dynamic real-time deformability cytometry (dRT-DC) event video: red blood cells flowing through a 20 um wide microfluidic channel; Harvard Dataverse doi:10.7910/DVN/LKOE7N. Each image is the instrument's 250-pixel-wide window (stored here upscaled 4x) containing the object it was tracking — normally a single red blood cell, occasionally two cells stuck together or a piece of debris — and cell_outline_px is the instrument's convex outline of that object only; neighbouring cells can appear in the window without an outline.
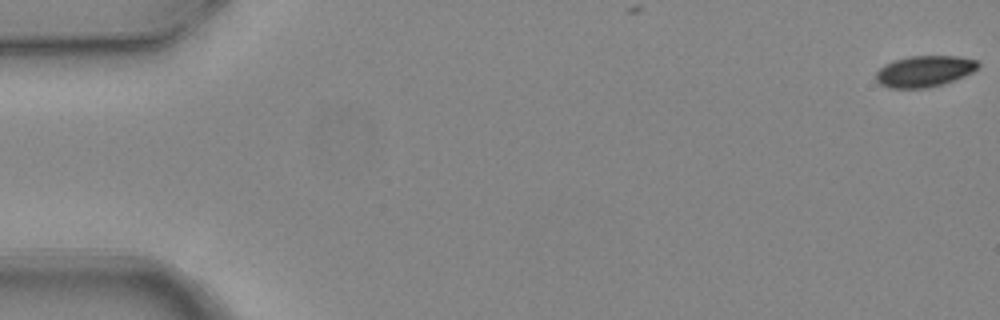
{"species": "common noctule bat (a hibernating species)", "species_latin": "Nyctalus noctula", "temperature_condition": "warm", "stored_images_in_passage": 4, "camera_frame_rate_fps": 3000, "um_per_image_px": 0.085, "animal": {"sex": "female", "body_mass_g": 24.6, "forearm_length_mm": 56.2}, "frame": {"image": 1, "passage_image": 1, "time_ms": 0.0, "image_size_px": [1000, 320], "cell_outline_px": [[980, 64], [972, 72], [964, 76], [944, 84], [928, 88], [888, 88], [880, 84], [876, 80], [876, 72], [884, 64], [908, 56], [956, 56], [976, 60]], "centroid_in_image_um": [78.56, 6.06], "position_along_channel_um": 6.4, "area_um2": 18.55}}
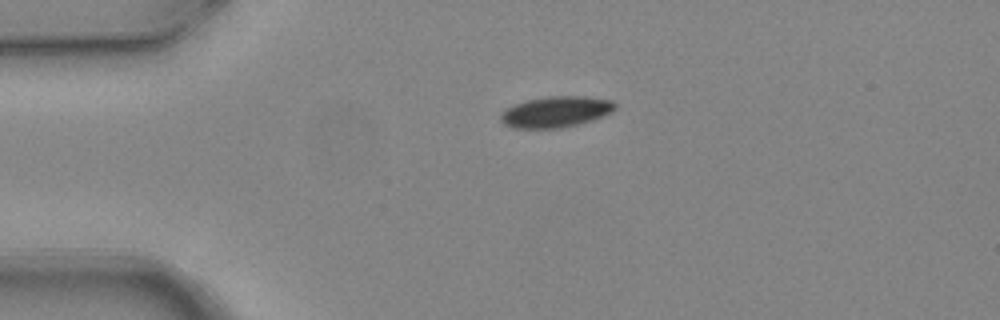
{"frame": {"image": 2, "passage_image": 4, "time_ms": 1.0, "image_size_px": [1000, 320], "cell_outline_px": [[616, 108], [612, 112], [592, 120], [560, 128], [512, 128], [504, 124], [500, 120], [500, 116], [508, 108], [516, 104], [528, 100], [548, 96], [584, 96], [612, 100], [616, 104]], "centroid_in_image_um": [47.27, 9.5], "position_along_channel_um": 37.7, "area_um2": 20.46}}